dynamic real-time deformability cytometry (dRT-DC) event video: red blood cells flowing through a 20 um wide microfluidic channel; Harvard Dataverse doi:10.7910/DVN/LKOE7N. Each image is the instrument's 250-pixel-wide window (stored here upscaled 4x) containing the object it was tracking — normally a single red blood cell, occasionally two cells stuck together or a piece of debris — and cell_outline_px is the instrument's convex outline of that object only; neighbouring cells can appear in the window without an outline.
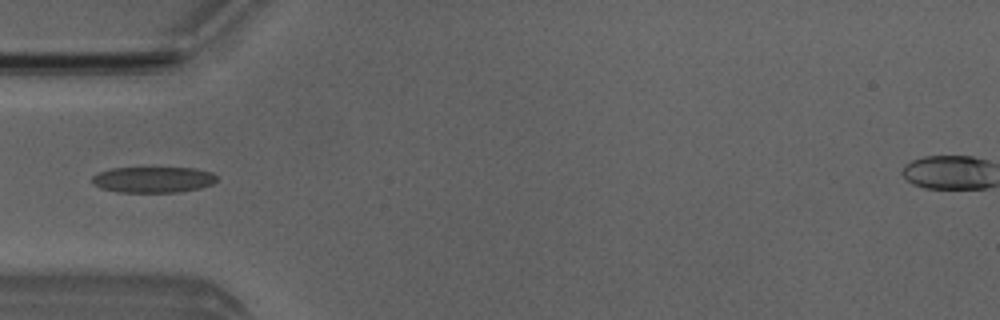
{"species": "Egyptian fruit bat (a non-hibernating species)", "species_latin": "Rousettus aegyptiacus", "temperature_condition": "room temperature", "stored_images_in_passage": 2, "camera_frame_rate_fps": 3000, "um_per_image_px": 0.085, "animal": {"sex": "male"}, "frame": {"image": 1, "passage_image": 2, "time_ms": 1.0, "image_size_px": [1000, 320], "cell_outline_px": [[216, 180], [212, 184], [200, 188], [176, 192], [120, 192], [100, 188], [92, 184], [92, 176], [100, 172], [112, 168], [196, 168], [212, 172], [216, 176]], "centroid_in_image_um": [13.01, 15.27], "position_along_channel_um": 72.0, "area_um2": 18.79}}